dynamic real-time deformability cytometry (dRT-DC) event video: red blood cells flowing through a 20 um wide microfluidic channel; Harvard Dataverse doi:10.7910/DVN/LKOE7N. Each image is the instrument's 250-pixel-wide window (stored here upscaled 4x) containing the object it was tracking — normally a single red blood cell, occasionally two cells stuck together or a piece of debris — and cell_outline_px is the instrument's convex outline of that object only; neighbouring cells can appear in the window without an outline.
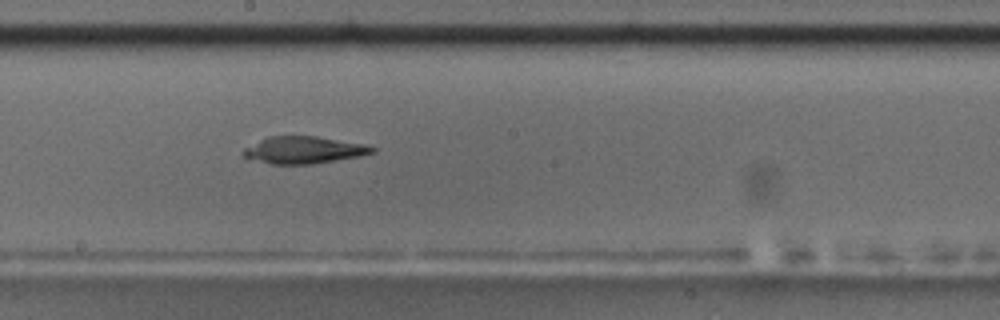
{"species": "common noctule bat (a hibernating species)", "species_latin": "Nyctalus noctula", "temperature_condition": "room temperature", "stored_images_in_passage": 44, "camera_frame_rate_fps": 3000, "um_per_image_px": 0.085, "animal": {"sex": "male", "body_mass_g": 17.5, "forearm_length_mm": 52.3}, "frame": {"image": 1, "passage_image": 19, "time_ms": 6.0, "image_size_px": [1000, 320], "cell_outline_px": [[376, 152], [360, 156], [312, 164], [272, 164], [244, 156], [244, 148], [268, 136], [316, 136], [364, 144], [376, 148]], "centroid_in_image_um": [25.87, 12.74], "position_along_channel_um": 222.3, "area_um2": 20.06}}
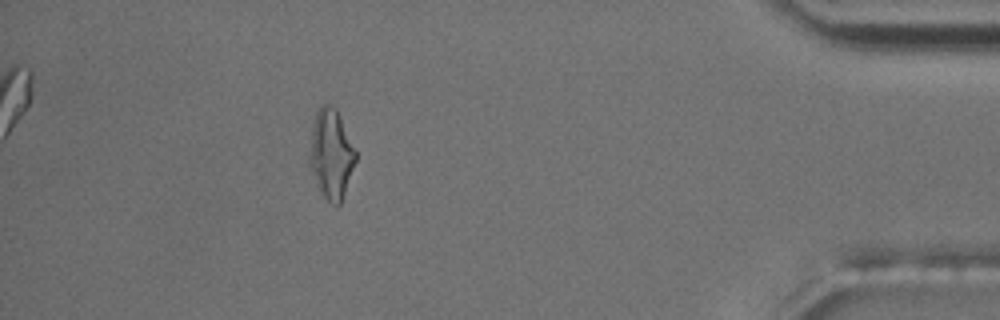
{"frame": {"image": 2, "passage_image": 38, "time_ms": 12.333, "image_size_px": [1000, 320], "cell_outline_px": [[356, 160], [340, 204], [336, 208], [320, 192], [316, 184], [308, 164], [308, 156], [312, 124], [316, 112], [320, 104], [328, 100], [336, 108], [340, 116], [356, 152]], "centroid_in_image_um": [28.11, 13.05], "position_along_channel_um": 407.1, "area_um2": 24.39}, "authors_computed_cell_mechanics": {"area_um2": 21.0392, "velocity_mm_per_s": 3.7004, "shape_relaxation_time_tau1_ms": 7.7584, "shape_relaxation_time_tau2_ms": 3.3588, "deformation_change_tau1": 0.2159, "deformation_change_tau2": 0.0444}}